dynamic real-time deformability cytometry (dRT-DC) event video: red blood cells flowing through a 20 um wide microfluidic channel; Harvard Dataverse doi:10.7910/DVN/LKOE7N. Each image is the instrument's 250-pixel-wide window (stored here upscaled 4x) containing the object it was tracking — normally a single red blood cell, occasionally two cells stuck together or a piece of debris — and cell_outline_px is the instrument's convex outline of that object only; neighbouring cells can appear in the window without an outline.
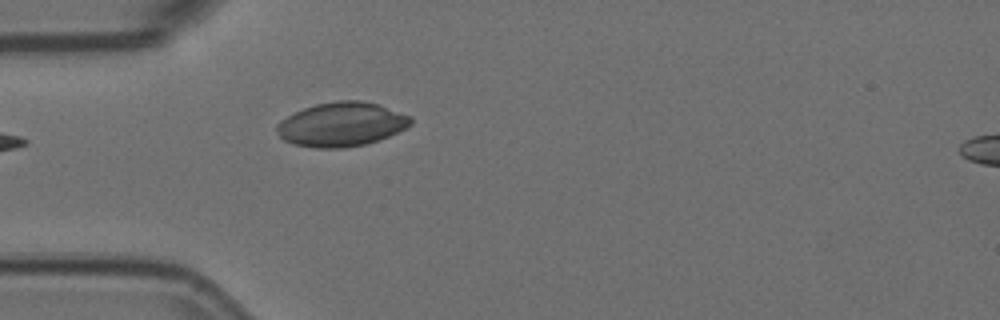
{"species": "Egyptian fruit bat (a non-hibernating species)", "species_latin": "Rousettus aegyptiacus", "temperature_condition": "room temperature", "stored_images_in_passage": 4, "camera_frame_rate_fps": 3000, "um_per_image_px": 0.085, "animal": {"sex": "female"}, "frame": {"image": 1, "passage_image": 4, "time_ms": 1.0, "image_size_px": [1000, 320], "cell_outline_px": [[412, 124], [380, 140], [364, 144], [344, 148], [316, 148], [292, 144], [284, 140], [276, 132], [276, 124], [280, 120], [304, 108], [316, 104], [336, 100], [360, 100], [380, 104], [412, 116]], "centroid_in_image_um": [29.03, 10.56], "position_along_channel_um": 56.0, "area_um2": 34.62}}